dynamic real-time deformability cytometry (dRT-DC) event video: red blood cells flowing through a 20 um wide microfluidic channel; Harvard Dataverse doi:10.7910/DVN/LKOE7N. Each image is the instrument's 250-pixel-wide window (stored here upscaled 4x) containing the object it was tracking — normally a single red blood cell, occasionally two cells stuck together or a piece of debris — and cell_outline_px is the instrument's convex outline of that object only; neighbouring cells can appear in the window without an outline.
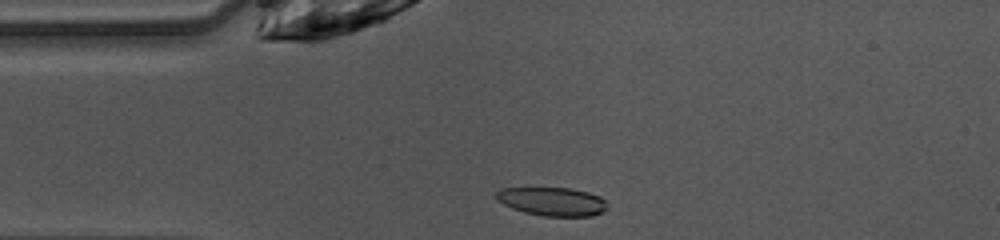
{"species": "common noctule bat (a hibernating species)", "species_latin": "Nyctalus noctula", "temperature_condition": "warm", "stored_images_in_passage": 23, "camera_frame_rate_fps": 3000, "um_per_image_px": 0.085, "animal": {"sex": "female", "body_mass_g": 10.0, "forearm_length_mm": 53.1}, "frame": {"image": 1, "passage_image": 2, "time_ms": 0.333, "image_size_px": [1000, 240], "cell_outline_px": [[608, 208], [604, 212], [592, 216], [544, 216], [524, 212], [512, 208], [496, 200], [496, 192], [500, 188], [568, 188], [588, 192], [600, 196], [604, 200]], "centroid_in_image_um": [46.95, 17.13], "position_along_channel_um": 38.0, "area_um2": 18.5}}
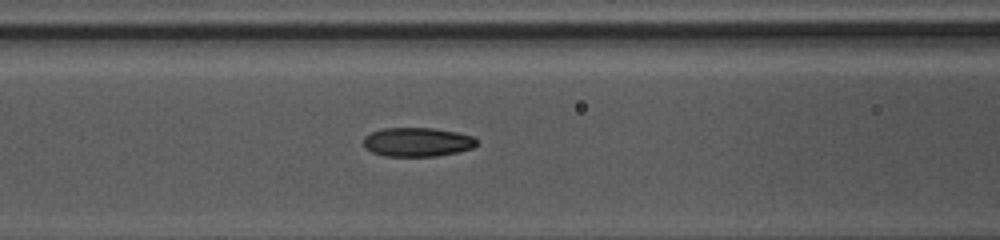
{"frame": {"image": 2, "passage_image": 10, "time_ms": 3.0, "image_size_px": [1000, 240], "cell_outline_px": [[476, 144], [472, 148], [456, 152], [436, 156], [384, 156], [372, 152], [364, 148], [364, 136], [372, 132], [384, 128], [432, 128], [456, 132], [472, 136], [476, 140]], "centroid_in_image_um": [35.43, 12.07], "position_along_channel_um": 131.2, "area_um2": 19.02}}
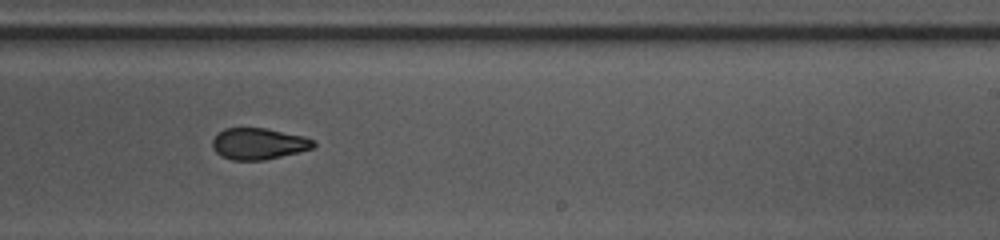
{"frame": {"image": 3, "passage_image": 20, "time_ms": 6.333, "image_size_px": [1000, 240], "cell_outline_px": [[316, 144], [312, 148], [300, 152], [264, 160], [232, 160], [220, 156], [212, 148], [212, 140], [216, 132], [224, 128], [264, 128], [304, 136], [312, 140]], "centroid_in_image_um": [21.93, 12.22], "position_along_channel_um": 267.1, "area_um2": 18.61}}